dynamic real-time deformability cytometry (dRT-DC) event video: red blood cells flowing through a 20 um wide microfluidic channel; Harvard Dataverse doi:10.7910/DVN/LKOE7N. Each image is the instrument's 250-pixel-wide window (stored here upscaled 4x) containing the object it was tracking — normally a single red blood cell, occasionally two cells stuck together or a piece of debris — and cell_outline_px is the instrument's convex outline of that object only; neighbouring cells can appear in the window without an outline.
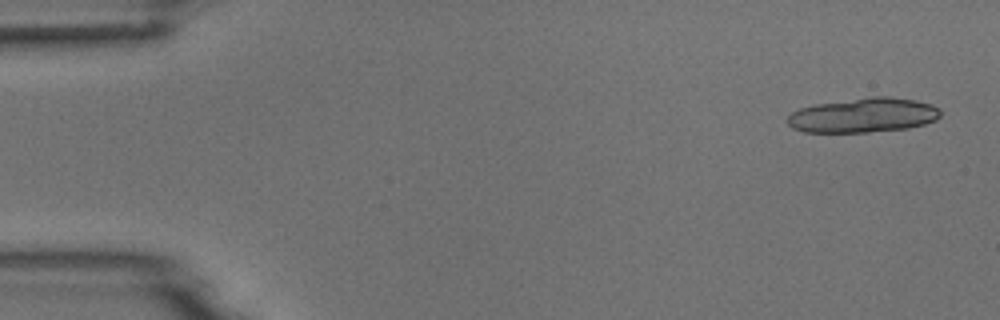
{"species": "common noctule bat (a hibernating species)", "species_latin": "Nyctalus noctula", "temperature_condition": "room temperature", "stored_images_in_passage": 5, "camera_frame_rate_fps": 3000, "um_per_image_px": 0.085, "animal": {"sex": "male", "body_mass_g": 18.8}, "frame": {"image": 1, "passage_image": 1, "time_ms": 0.0, "image_size_px": [1000, 320], "cell_outline_px": [[940, 116], [936, 120], [924, 124], [908, 128], [868, 132], [804, 132], [792, 128], [784, 120], [792, 112], [800, 108], [816, 104], [872, 96], [892, 96], [916, 100], [932, 104], [940, 108]], "centroid_in_image_um": [73.39, 9.79], "position_along_channel_um": 11.6, "area_um2": 31.04}}